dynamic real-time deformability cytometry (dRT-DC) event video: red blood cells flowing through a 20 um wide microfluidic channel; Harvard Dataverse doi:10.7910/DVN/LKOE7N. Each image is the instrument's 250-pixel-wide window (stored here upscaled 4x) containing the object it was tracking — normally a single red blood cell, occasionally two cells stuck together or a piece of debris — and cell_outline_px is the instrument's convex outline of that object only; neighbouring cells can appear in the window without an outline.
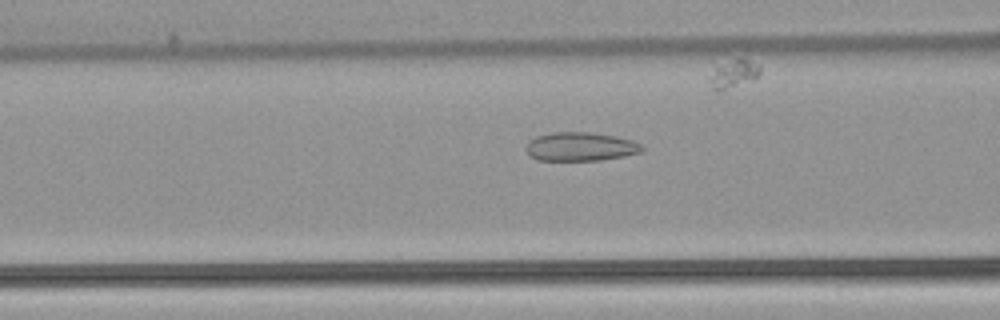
{"species": "common noctule bat (a hibernating species)", "species_latin": "Nyctalus noctula", "temperature_condition": "warm", "stored_images_in_passage": 53, "camera_frame_rate_fps": 3000, "um_per_image_px": 0.085, "animal": {"sex": "female", "body_mass_g": 22.7, "forearm_length_mm": 54.2}, "frame": {"image": 1, "passage_image": 21, "time_ms": 6.667, "image_size_px": [1000, 320], "cell_outline_px": [[644, 148], [640, 152], [624, 156], [600, 160], [536, 160], [528, 156], [528, 140], [536, 136], [552, 132], [588, 132], [616, 136], [632, 140], [640, 144]], "centroid_in_image_um": [49.32, 12.46], "position_along_channel_um": 117.3, "area_um2": 19.36}}
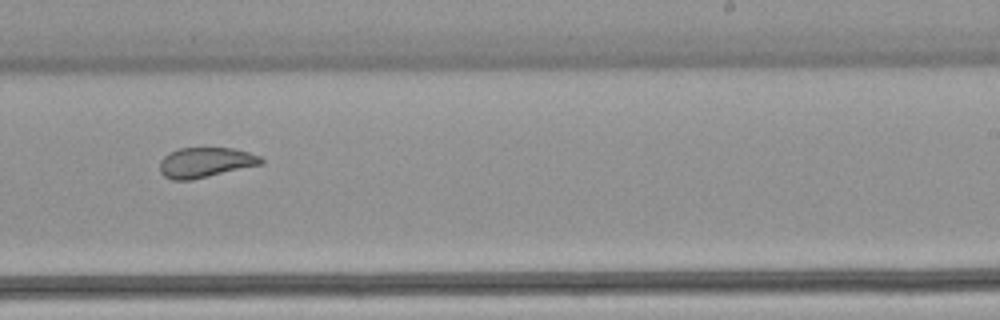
{"frame": {"image": 2, "passage_image": 33, "time_ms": 10.667, "image_size_px": [1000, 320], "cell_outline_px": [[264, 164], [192, 180], [172, 180], [164, 176], [160, 172], [160, 160], [168, 152], [180, 148], [232, 148], [248, 152], [260, 156], [264, 160]], "centroid_in_image_um": [17.47, 13.81], "position_along_channel_um": 271.5, "area_um2": 17.92}}
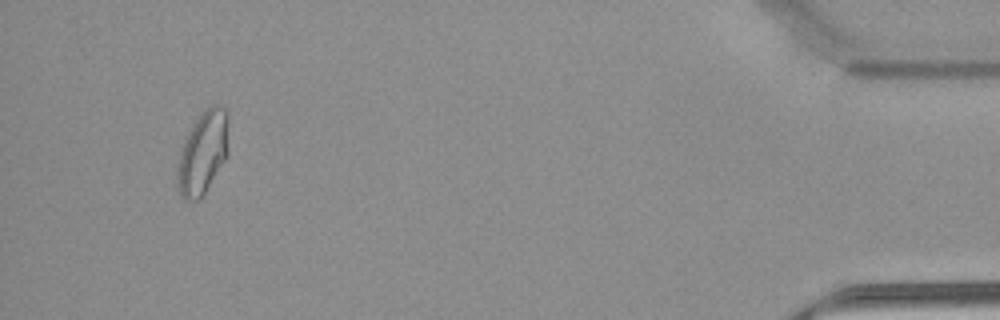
{"frame": {"image": 3, "passage_image": 50, "time_ms": 16.333, "image_size_px": [1000, 320], "cell_outline_px": [[228, 156], [200, 200], [184, 200], [180, 196], [176, 184], [176, 168], [180, 152], [184, 140], [188, 132], [200, 112], [212, 104], [216, 104], [224, 108], [228, 112]], "centroid_in_image_um": [17.24, 12.98], "position_along_channel_um": 418.0, "area_um2": 25.32}, "authors_computed_cell_mechanics": {"area_um2": 21.5594, "velocity_mm_per_s": 3.8633, "shape_relaxation_time_tau1_ms": null, "shape_relaxation_time_tau2_ms": 0.9579, "deformation_change_tau1": null, "deformation_change_tau2": 0.0721}}